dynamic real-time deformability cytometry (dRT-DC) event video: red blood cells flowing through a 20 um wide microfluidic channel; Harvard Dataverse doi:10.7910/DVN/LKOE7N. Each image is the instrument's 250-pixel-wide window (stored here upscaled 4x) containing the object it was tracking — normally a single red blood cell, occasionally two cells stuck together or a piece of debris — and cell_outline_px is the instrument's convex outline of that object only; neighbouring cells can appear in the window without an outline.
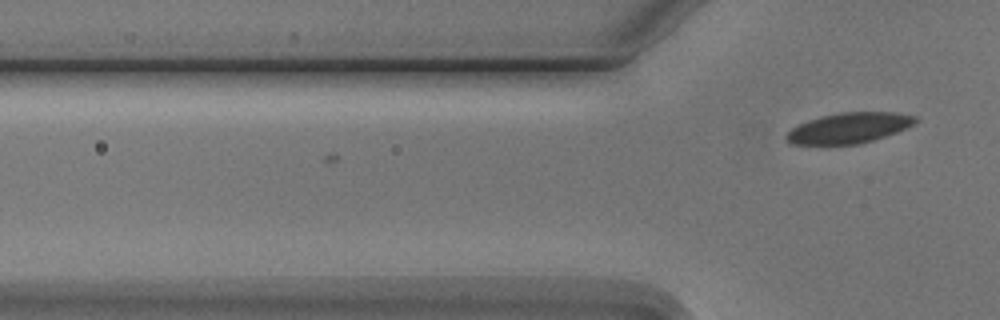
{"species": "Egyptian fruit bat (a non-hibernating species)", "species_latin": "Rousettus aegyptiacus", "temperature_condition": "cold", "stored_images_in_passage": 3, "camera_frame_rate_fps": 3000, "um_per_image_px": 0.085, "animal": {"sex": "male"}, "frame": {"image": 1, "passage_image": 3, "time_ms": 2.333, "image_size_px": [1000, 320], "cell_outline_px": [[916, 120], [912, 124], [896, 132], [860, 144], [788, 144], [784, 136], [792, 128], [808, 120], [820, 116], [840, 112], [892, 112], [916, 116]], "centroid_in_image_um": [72.1, 10.87], "position_along_channel_um": 53.7, "area_um2": 22.66}}